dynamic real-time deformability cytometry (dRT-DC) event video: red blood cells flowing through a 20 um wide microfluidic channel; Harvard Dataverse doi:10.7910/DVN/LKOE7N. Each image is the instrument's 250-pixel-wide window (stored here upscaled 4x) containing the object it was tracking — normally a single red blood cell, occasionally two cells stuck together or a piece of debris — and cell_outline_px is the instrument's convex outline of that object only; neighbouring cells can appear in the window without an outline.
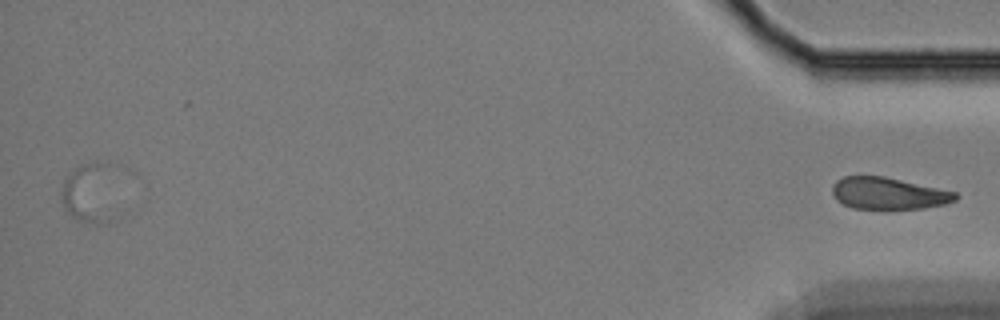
{"species": "Egyptian fruit bat (a non-hibernating species)", "species_latin": "Rousettus aegyptiacus", "temperature_condition": "cold", "stored_images_in_passage": 64, "segment_of_instrument_passage": [2, 2], "camera_frame_rate_fps": 3000, "um_per_image_px": 0.085, "animal": {"sex": "female"}, "frame": {"image": 1, "passage_image": 64, "time_ms": 21.0, "image_size_px": [1000, 320], "cell_outline_px": [[960, 196], [956, 200], [944, 204], [924, 208], [888, 212], [852, 208], [836, 200], [832, 192], [832, 184], [836, 180], [844, 176], [884, 176], [956, 192]], "centroid_in_image_um": [75.5, 16.49], "position_along_channel_um": 359.7, "area_um2": 23.76}}